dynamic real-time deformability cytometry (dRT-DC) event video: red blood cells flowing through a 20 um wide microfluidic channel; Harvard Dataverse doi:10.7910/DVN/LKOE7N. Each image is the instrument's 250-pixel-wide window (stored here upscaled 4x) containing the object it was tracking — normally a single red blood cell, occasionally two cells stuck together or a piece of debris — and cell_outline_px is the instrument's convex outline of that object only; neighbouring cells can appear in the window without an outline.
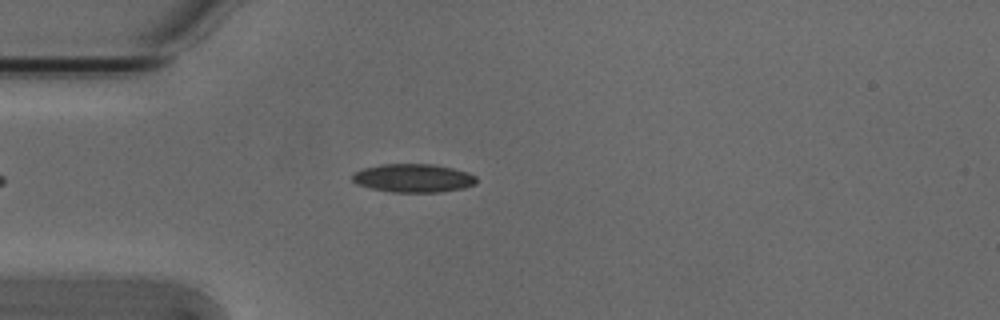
{"species": "Egyptian fruit bat (a non-hibernating species)", "species_latin": "Rousettus aegyptiacus", "temperature_condition": "cold", "stored_images_in_passage": 40, "camera_frame_rate_fps": 3000, "um_per_image_px": 0.085, "animal": {"sex": "male"}, "frame": {"image": 1, "passage_image": 8, "time_ms": 2.333, "image_size_px": [1000, 320], "cell_outline_px": [[476, 184], [464, 188], [440, 192], [392, 192], [372, 188], [356, 184], [352, 180], [352, 176], [356, 172], [364, 168], [380, 164], [432, 164], [452, 168], [468, 172], [476, 176]], "centroid_in_image_um": [35.15, 15.14], "position_along_channel_um": 49.9, "area_um2": 20.52}}
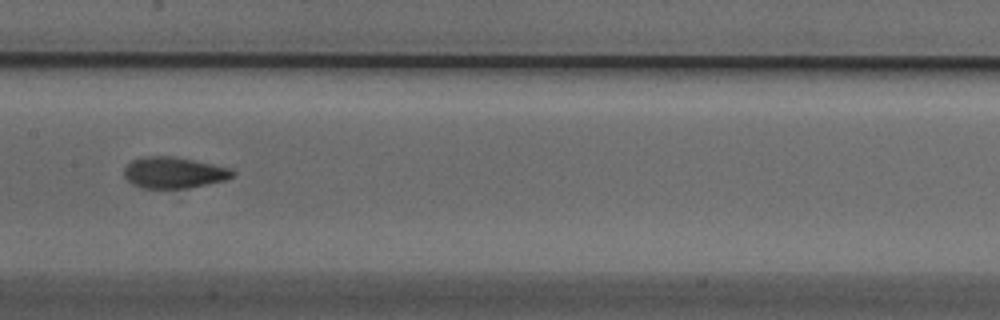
{"frame": {"image": 2, "passage_image": 20, "time_ms": 6.333, "image_size_px": [1000, 320], "cell_outline_px": [[236, 176], [228, 180], [188, 188], [144, 188], [132, 184], [124, 176], [124, 168], [132, 160], [144, 156], [176, 156], [232, 168], [236, 172]], "centroid_in_image_um": [14.84, 14.67], "position_along_channel_um": 192.6, "area_um2": 20.06}}
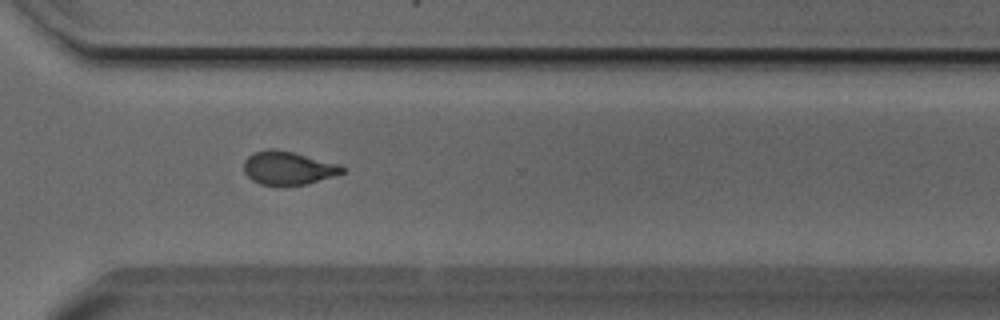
{"frame": {"image": 3, "passage_image": 32, "time_ms": 10.333, "image_size_px": [1000, 320], "cell_outline_px": [[348, 168], [344, 172], [308, 184], [284, 188], [280, 188], [260, 184], [252, 180], [244, 172], [244, 160], [248, 156], [256, 152], [268, 148], [272, 148], [292, 152], [340, 164]], "centroid_in_image_um": [24.49, 14.32], "position_along_channel_um": 346.1, "area_um2": 19.65}, "authors_computed_cell_mechanics": {"area_um2": 19.7098, "velocity_mm_per_s": 3.8359, "shape_relaxation_time_tau1_ms": 5.9092, "shape_relaxation_time_tau2_ms": 1.6896, "deformation_change_tau1": 0.1753, "deformation_change_tau2": 0.0664}}